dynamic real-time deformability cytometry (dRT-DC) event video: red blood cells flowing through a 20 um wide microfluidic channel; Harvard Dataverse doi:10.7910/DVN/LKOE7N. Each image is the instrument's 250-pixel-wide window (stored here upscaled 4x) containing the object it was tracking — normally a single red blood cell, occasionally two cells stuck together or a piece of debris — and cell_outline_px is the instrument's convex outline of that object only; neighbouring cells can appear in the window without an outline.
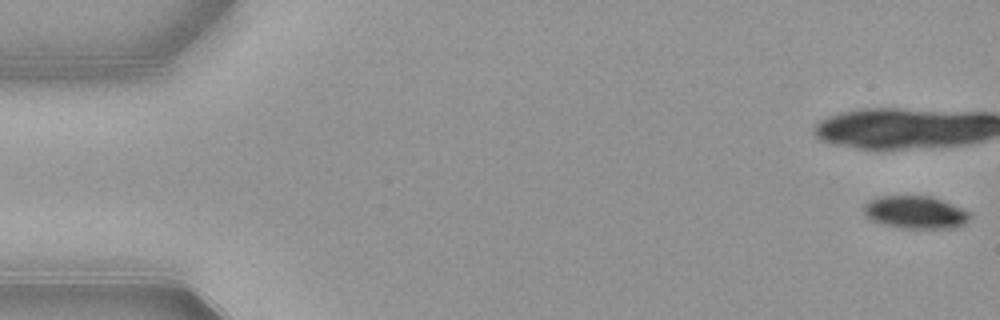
{"species": "common noctule bat (a hibernating species)", "species_latin": "Nyctalus noctula", "temperature_condition": "warm", "stored_images_in_passage": 21, "camera_frame_rate_fps": 3000, "um_per_image_px": 0.085, "animal": {"sex": "female", "body_mass_g": 21.9}, "frame": {"image": 1, "passage_image": 1, "time_ms": 0.0, "image_size_px": [1000, 320], "cell_outline_px": [[972, 216], [964, 224], [952, 228], [900, 228], [880, 224], [872, 220], [864, 212], [864, 204], [872, 200], [884, 196], [932, 196], [972, 212]], "centroid_in_image_um": [77.86, 18.05], "position_along_channel_um": 7.1, "area_um2": 20.17}}